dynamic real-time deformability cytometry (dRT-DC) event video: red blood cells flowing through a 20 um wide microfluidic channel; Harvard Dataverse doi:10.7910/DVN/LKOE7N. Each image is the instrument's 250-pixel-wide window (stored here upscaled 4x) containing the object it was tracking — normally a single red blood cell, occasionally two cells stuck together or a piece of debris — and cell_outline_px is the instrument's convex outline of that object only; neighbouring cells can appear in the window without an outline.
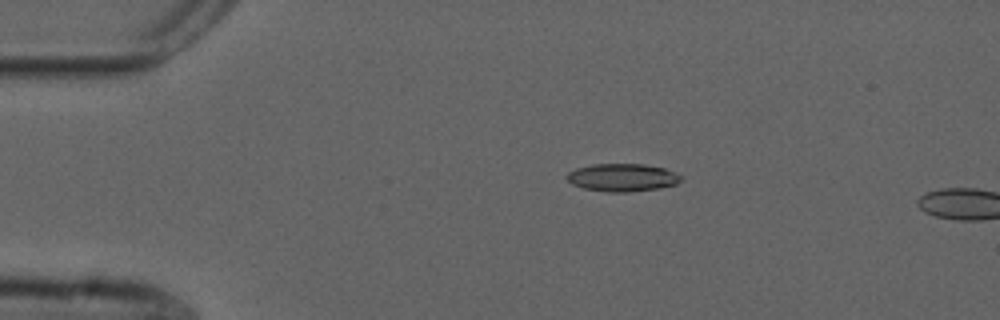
{"species": "common noctule bat (a hibernating species)", "species_latin": "Nyctalus noctula", "temperature_condition": "cold", "stored_images_in_passage": 3, "camera_frame_rate_fps": 3000, "um_per_image_px": 0.085, "animal": {"sex": "male", "forearm_length_mm": 52.5}, "frame": {"image": 1, "passage_image": 1, "time_ms": 0.0, "image_size_px": [1000, 320], "cell_outline_px": [[684, 176], [676, 184], [660, 188], [628, 192], [608, 192], [584, 188], [572, 184], [564, 176], [568, 172], [576, 168], [592, 164], [644, 164], [664, 168]], "centroid_in_image_um": [52.89, 15.08], "position_along_channel_um": 32.1, "area_um2": 18.55}}